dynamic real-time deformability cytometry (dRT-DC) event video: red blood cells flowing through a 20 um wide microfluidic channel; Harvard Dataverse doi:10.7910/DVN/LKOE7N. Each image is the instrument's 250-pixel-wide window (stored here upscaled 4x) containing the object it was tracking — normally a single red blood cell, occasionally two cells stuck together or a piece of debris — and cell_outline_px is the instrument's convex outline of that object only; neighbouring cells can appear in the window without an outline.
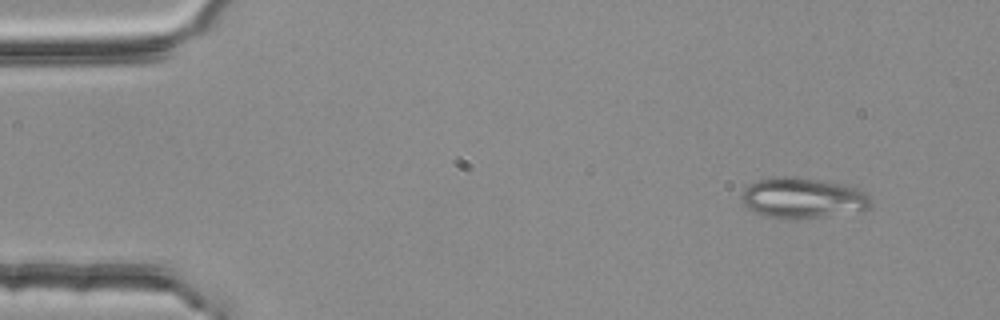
{"species": "common noctule bat (a hibernating species)", "species_latin": "Nyctalus noctula", "temperature_condition": "room temperature", "stored_images_in_passage": 4, "camera_frame_rate_fps": 3000, "um_per_image_px": 0.085, "animal": {"sex": "female", "body_mass_g": 25.1}, "frame": {"image": 1, "passage_image": 1, "time_ms": 0.0, "image_size_px": [1000, 320], "cell_outline_px": [[872, 204], [868, 208], [820, 216], [784, 220], [764, 216], [748, 208], [744, 204], [740, 196], [744, 188], [748, 184], [756, 180], [772, 176], [796, 176], [844, 184], [868, 192], [872, 200]], "centroid_in_image_um": [68.17, 16.8], "position_along_channel_um": 16.8, "area_um2": 30.69}}